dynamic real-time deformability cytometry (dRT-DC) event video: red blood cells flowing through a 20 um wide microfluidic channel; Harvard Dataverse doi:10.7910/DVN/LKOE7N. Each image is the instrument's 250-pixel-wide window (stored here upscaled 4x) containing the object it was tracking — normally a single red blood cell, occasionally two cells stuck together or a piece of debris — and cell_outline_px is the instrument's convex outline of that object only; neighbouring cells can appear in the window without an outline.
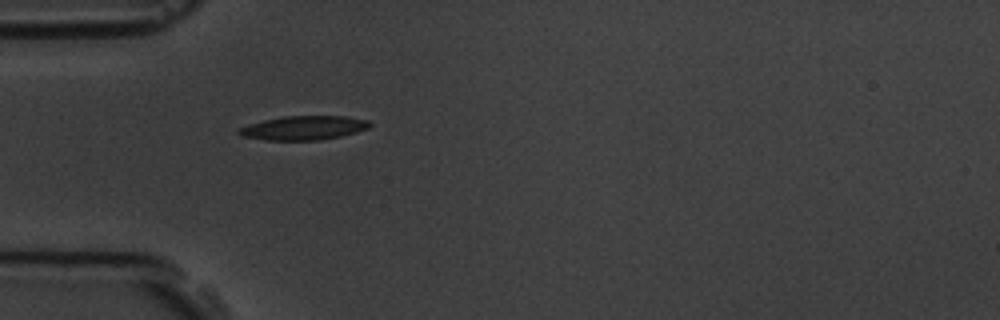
{"species": "common noctule bat (a hibernating species)", "species_latin": "Nyctalus noctula", "temperature_condition": "room temperature", "stored_images_in_passage": 1, "camera_frame_rate_fps": 3000, "um_per_image_px": 0.085, "animal": {"sex": "male", "body_mass_g": 19.5, "forearm_length_mm": 54.6}, "frame": {"image": 1, "passage_image": 1, "time_ms": 0.0, "image_size_px": [1000, 320], "cell_outline_px": [[372, 124], [368, 128], [356, 132], [340, 136], [320, 140], [264, 140], [240, 136], [236, 132], [240, 128], [248, 124], [264, 120], [284, 116], [344, 116], [368, 120]], "centroid_in_image_um": [25.78, 10.87], "position_along_channel_um": 59.2, "area_um2": 18.32}}